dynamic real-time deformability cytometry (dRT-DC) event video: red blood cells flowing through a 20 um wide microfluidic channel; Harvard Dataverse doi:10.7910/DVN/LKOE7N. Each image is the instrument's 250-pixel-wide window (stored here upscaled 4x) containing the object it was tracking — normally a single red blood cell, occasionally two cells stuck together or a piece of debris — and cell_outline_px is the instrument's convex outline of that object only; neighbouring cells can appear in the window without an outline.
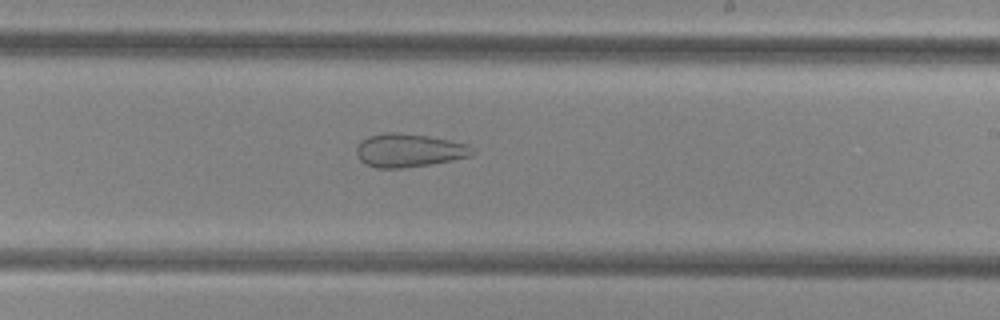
{"species": "common noctule bat (a hibernating species)", "species_latin": "Nyctalus noctula", "temperature_condition": "cold", "stored_images_in_passage": 49, "camera_frame_rate_fps": 3000, "um_per_image_px": 0.085, "animal": {"sex": "female", "body_mass_g": 29.2, "forearm_length_mm": 56.3}, "frame": {"image": 1, "passage_image": 29, "time_ms": 9.333, "image_size_px": [1000, 320], "cell_outline_px": [[476, 152], [472, 156], [452, 160], [404, 168], [376, 168], [364, 164], [356, 156], [356, 148], [360, 140], [368, 136], [384, 132], [400, 132], [428, 136], [468, 144]], "centroid_in_image_um": [34.72, 12.78], "position_along_channel_um": 254.3, "area_um2": 22.77}}
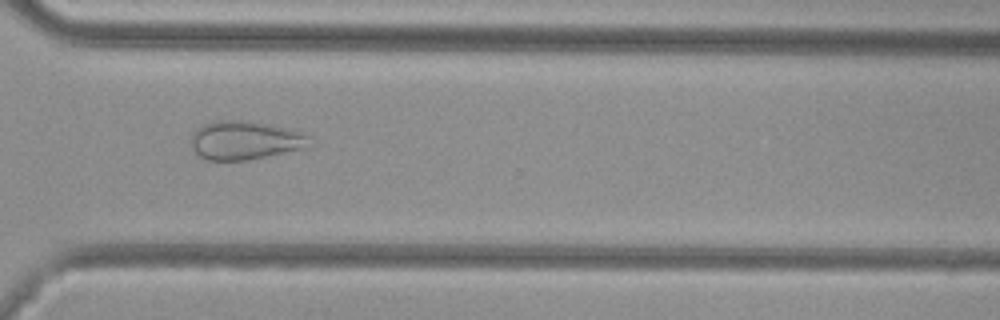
{"frame": {"image": 2, "passage_image": 36, "time_ms": 11.667, "image_size_px": [1000, 320], "cell_outline_px": [[312, 148], [248, 160], [208, 160], [200, 156], [192, 148], [188, 140], [192, 132], [200, 124], [220, 120], [248, 120], [288, 128], [304, 132], [308, 136]], "centroid_in_image_um": [20.84, 11.92], "position_along_channel_um": 349.8, "area_um2": 27.46}}
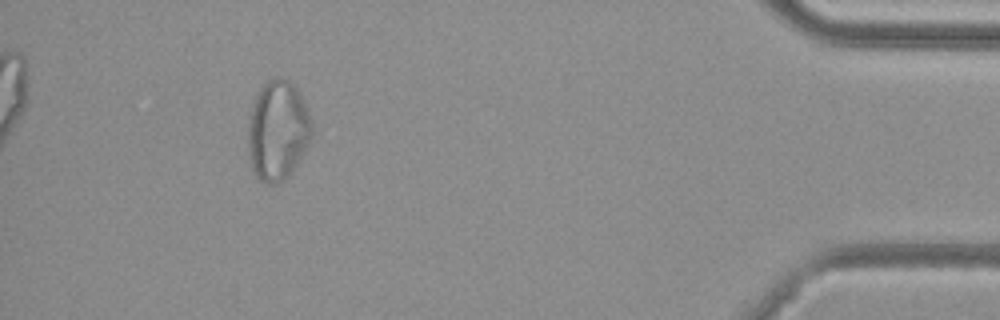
{"frame": {"image": 3, "passage_image": 45, "time_ms": 14.667, "image_size_px": [1000, 320], "cell_outline_px": [[312, 140], [288, 176], [284, 180], [276, 184], [264, 184], [256, 176], [252, 168], [248, 152], [248, 116], [256, 96], [260, 88], [268, 80], [276, 76], [280, 76], [288, 80], [300, 92], [312, 120]], "centroid_in_image_um": [23.61, 11.09], "position_along_channel_um": 411.6, "area_um2": 37.51}}